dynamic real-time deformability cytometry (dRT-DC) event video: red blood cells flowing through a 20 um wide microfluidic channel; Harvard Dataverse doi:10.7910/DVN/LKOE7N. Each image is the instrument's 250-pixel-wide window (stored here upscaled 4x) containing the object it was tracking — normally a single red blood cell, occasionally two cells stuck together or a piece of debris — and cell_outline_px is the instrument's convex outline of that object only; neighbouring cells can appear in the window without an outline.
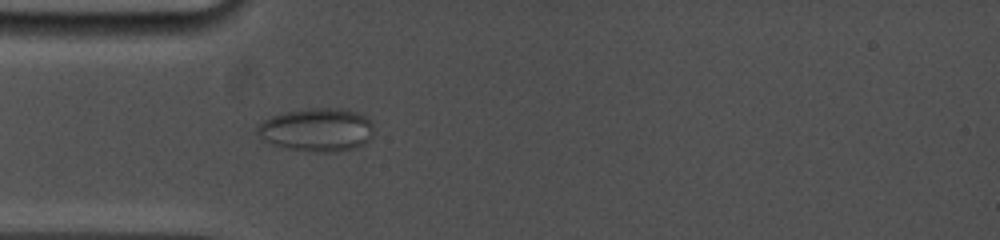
{"species": "common noctule bat (a hibernating species)", "species_latin": "Nyctalus noctula", "temperature_condition": "cold", "stored_images_in_passage": 3, "camera_frame_rate_fps": 5000, "um_per_image_px": 0.085, "animal": {"sex": "female", "body_mass_g": 19.0, "forearm_length_mm": 53.3}, "frame": {"image": 1, "passage_image": 3, "time_ms": 1.8, "image_size_px": [1000, 240], "cell_outline_px": [[372, 136], [364, 144], [356, 148], [332, 152], [316, 152], [288, 148], [272, 144], [264, 140], [256, 132], [256, 128], [264, 120], [272, 116], [304, 108], [340, 108], [360, 112], [368, 116], [372, 120]], "centroid_in_image_um": [26.99, 11.02], "position_along_channel_um": 58.0, "area_um2": 29.54}}